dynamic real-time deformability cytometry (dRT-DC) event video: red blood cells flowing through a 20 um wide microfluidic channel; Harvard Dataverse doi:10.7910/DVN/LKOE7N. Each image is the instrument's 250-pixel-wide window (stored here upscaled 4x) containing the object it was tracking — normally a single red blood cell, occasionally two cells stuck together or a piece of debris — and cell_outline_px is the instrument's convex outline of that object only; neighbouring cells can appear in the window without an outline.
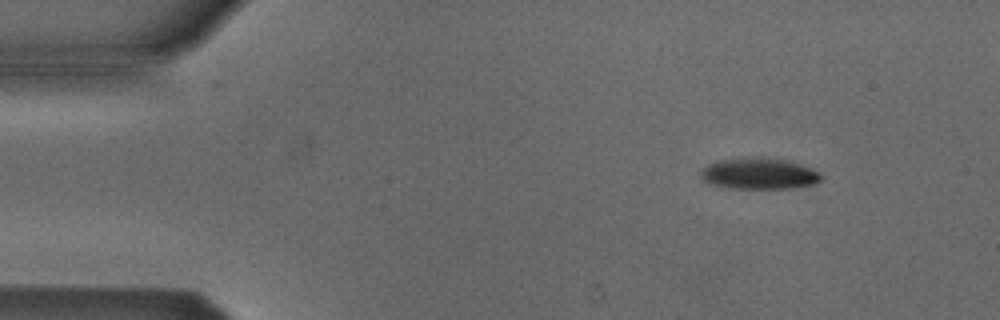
{"species": "Egyptian fruit bat (a non-hibernating species)", "species_latin": "Rousettus aegyptiacus", "temperature_condition": "cold", "stored_images_in_passage": 6, "camera_frame_rate_fps": 3000, "um_per_image_px": 0.085, "animal": {"sex": "male"}, "frame": {"image": 1, "passage_image": 2, "time_ms": 1.0, "image_size_px": [1000, 320], "cell_outline_px": [[824, 176], [816, 184], [792, 188], [732, 188], [712, 184], [704, 180], [700, 176], [700, 172], [708, 164], [720, 160], [752, 156], [776, 156], [792, 160], [812, 168], [820, 172]], "centroid_in_image_um": [64.61, 14.72], "position_along_channel_um": 20.4, "area_um2": 22.54}}
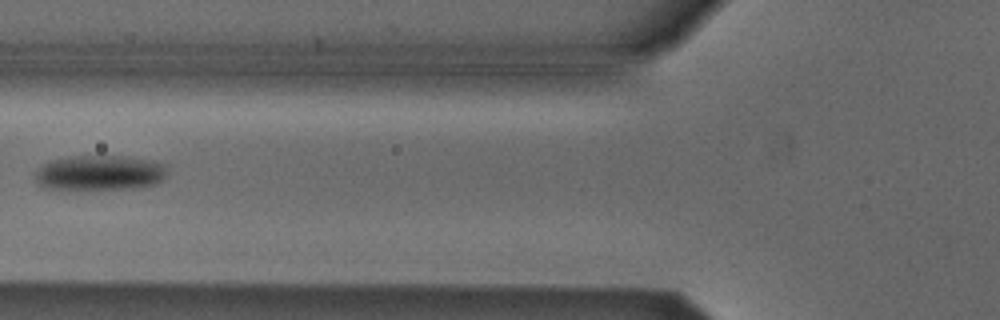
{"frame": {"image": 2, "passage_image": 5, "time_ms": 5.667, "image_size_px": [1000, 320], "cell_outline_px": [[168, 164], [164, 176], [156, 184], [140, 188], [80, 192], [44, 188], [32, 180], [36, 168], [40, 164], [52, 160], [72, 156], [124, 156], [152, 160]], "centroid_in_image_um": [8.39, 14.74], "position_along_channel_um": 117.4, "area_um2": 28.55}}
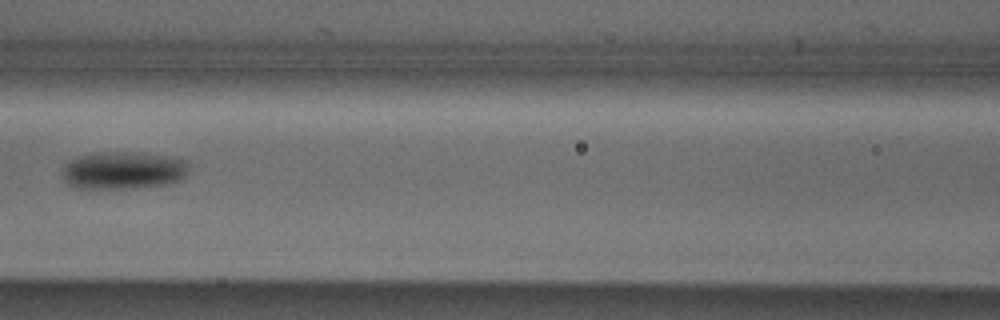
{"frame": {"image": 3, "passage_image": 6, "time_ms": 6.667, "image_size_px": [1000, 320], "cell_outline_px": [[188, 172], [180, 180], [168, 184], [136, 188], [72, 188], [64, 184], [60, 172], [64, 164], [68, 160], [76, 156], [96, 152], [144, 152], [184, 160], [188, 164]], "centroid_in_image_um": [10.37, 14.48], "position_along_channel_um": 156.2, "area_um2": 28.38}}